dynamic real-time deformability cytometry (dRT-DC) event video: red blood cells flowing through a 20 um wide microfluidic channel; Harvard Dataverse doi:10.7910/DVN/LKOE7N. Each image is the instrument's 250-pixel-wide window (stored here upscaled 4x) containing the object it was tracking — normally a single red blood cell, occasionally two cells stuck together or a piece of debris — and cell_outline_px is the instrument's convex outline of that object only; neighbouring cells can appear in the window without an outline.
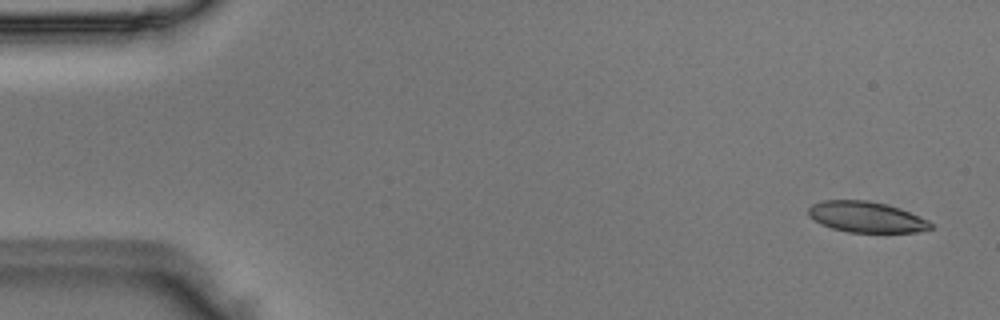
{"species": "Egyptian fruit bat (a non-hibernating species)", "species_latin": "Rousettus aegyptiacus", "temperature_condition": "room temperature", "stored_images_in_passage": 50, "camera_frame_rate_fps": 3000, "um_per_image_px": 0.085, "animal": {"sex": "male"}, "frame": {"image": 1, "passage_image": 2, "time_ms": 0.333, "image_size_px": [1000, 320], "cell_outline_px": [[932, 228], [916, 232], [848, 232], [832, 228], [820, 224], [808, 216], [808, 208], [812, 204], [824, 200], [868, 200], [888, 204], [900, 208], [928, 220], [932, 224]], "centroid_in_image_um": [73.61, 18.44], "position_along_channel_um": 11.4, "area_um2": 22.02}}
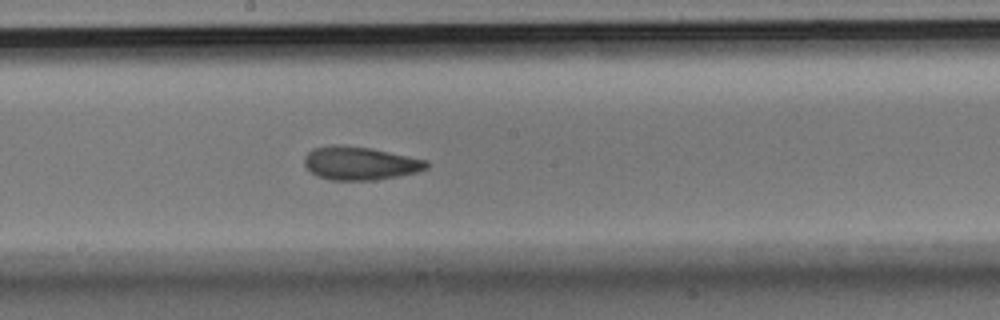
{"frame": {"image": 2, "passage_image": 27, "time_ms": 8.667, "image_size_px": [1000, 320], "cell_outline_px": [[428, 168], [416, 172], [396, 176], [372, 180], [332, 180], [316, 176], [304, 164], [304, 156], [312, 148], [332, 144], [340, 144], [372, 148], [428, 160]], "centroid_in_image_um": [30.58, 13.86], "position_along_channel_um": 217.6, "area_um2": 23.81}}
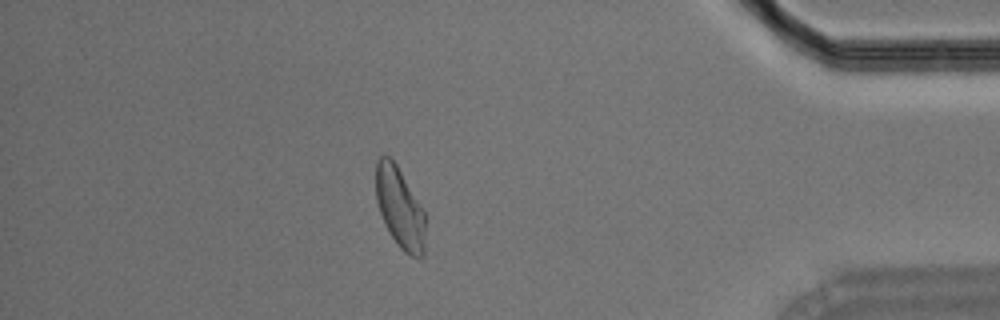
{"frame": {"image": 3, "passage_image": 44, "time_ms": 14.333, "image_size_px": [1000, 320], "cell_outline_px": [[424, 256], [412, 256], [404, 252], [396, 244], [380, 212], [376, 200], [376, 160], [380, 156], [388, 156], [396, 164], [424, 212]], "centroid_in_image_um": [33.97, 17.66], "position_along_channel_um": 401.2, "area_um2": 22.66}}